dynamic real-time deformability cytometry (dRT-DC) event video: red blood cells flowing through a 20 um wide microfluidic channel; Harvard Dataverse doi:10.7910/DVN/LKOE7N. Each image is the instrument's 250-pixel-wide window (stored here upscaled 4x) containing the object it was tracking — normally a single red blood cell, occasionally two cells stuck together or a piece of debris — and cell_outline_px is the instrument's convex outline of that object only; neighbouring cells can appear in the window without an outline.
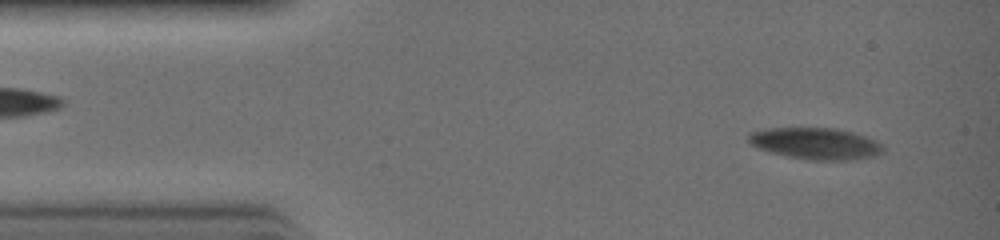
{"species": "common noctule bat (a hibernating species)", "species_latin": "Nyctalus noctula", "temperature_condition": "warm", "stored_images_in_passage": 32, "camera_frame_rate_fps": 3000, "um_per_image_px": 0.085, "animal": {"sex": "female", "body_mass_g": 19.0, "forearm_length_mm": 51.5}, "frame": {"image": 1, "passage_image": 2, "time_ms": 0.333, "image_size_px": [1000, 240], "cell_outline_px": [[884, 152], [876, 156], [848, 160], [812, 160], [788, 156], [756, 148], [748, 144], [748, 132], [764, 128], [836, 128], [852, 132], [876, 140], [884, 148]], "centroid_in_image_um": [69.29, 12.19], "position_along_channel_um": 15.7, "area_um2": 24.91}}
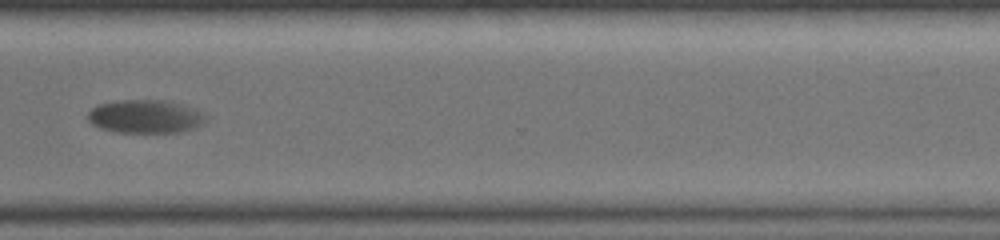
{"frame": {"image": 2, "passage_image": 24, "time_ms": 7.667, "image_size_px": [1000, 240], "cell_outline_px": [[208, 120], [204, 124], [196, 128], [180, 132], [116, 132], [100, 128], [92, 124], [88, 120], [88, 112], [92, 108], [100, 104], [116, 100], [168, 100], [196, 108], [208, 116]], "centroid_in_image_um": [12.42, 9.9], "position_along_channel_um": 358.2, "area_um2": 23.29}}
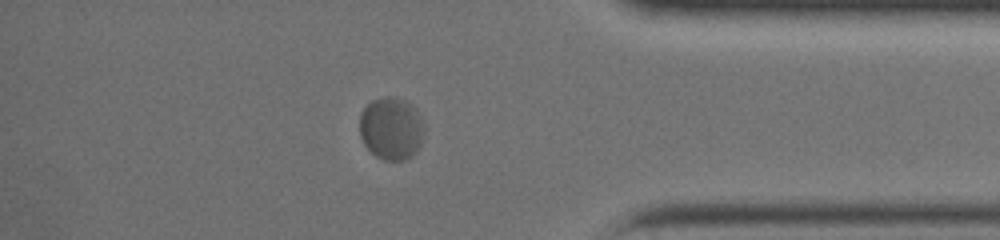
{"frame": {"image": 3, "passage_image": 27, "time_ms": 8.667, "image_size_px": [1000, 240], "cell_outline_px": [[424, 132], [420, 144], [416, 152], [412, 156], [404, 160], [384, 160], [376, 156], [364, 144], [360, 136], [360, 112], [372, 100], [384, 96], [388, 96], [404, 100], [412, 104], [416, 108], [420, 116], [424, 128]], "centroid_in_image_um": [33.26, 10.91], "position_along_channel_um": 401.9, "area_um2": 23.64}}